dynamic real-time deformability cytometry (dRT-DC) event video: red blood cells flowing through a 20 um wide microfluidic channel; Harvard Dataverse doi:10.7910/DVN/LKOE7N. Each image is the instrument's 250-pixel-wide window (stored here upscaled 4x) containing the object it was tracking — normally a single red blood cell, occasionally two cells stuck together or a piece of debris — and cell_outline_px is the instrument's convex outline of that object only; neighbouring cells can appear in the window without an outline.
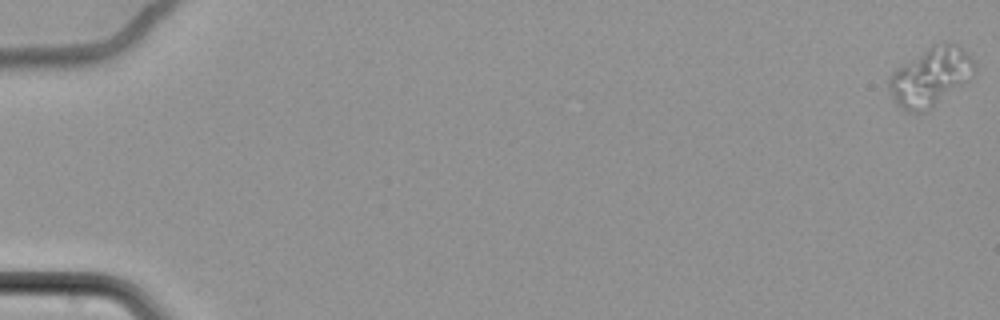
{"species": "common noctule bat (a hibernating species)", "species_latin": "Nyctalus noctula", "temperature_condition": "cold", "stored_images_in_passage": 63, "camera_frame_rate_fps": 3000, "um_per_image_px": 0.085, "animal": {"sex": "female", "body_mass_g": 22.7, "forearm_length_mm": 54.2}, "frame": {"image": 1, "passage_image": 1, "time_ms": 0.0, "image_size_px": [1000, 320], "cell_outline_px": [[976, 72], [964, 84], [928, 112], [908, 112], [900, 108], [896, 104], [888, 88], [888, 76], [896, 68], [932, 44], [944, 40], [956, 44], [968, 52], [976, 64]], "centroid_in_image_um": [79.11, 6.52], "position_along_channel_um": 5.9, "area_um2": 29.88}}
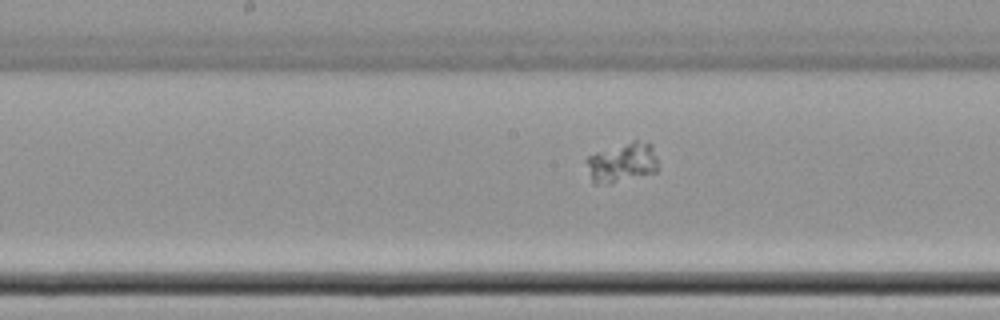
{"frame": {"image": 2, "passage_image": 35, "time_ms": 11.333, "image_size_px": [1000, 320], "cell_outline_px": [[660, 168], [656, 172], [608, 184], [592, 184], [584, 160], [588, 156], [596, 152], [632, 140], [636, 140], [652, 144]], "centroid_in_image_um": [52.87, 13.82], "position_along_channel_um": 195.3, "area_um2": 16.94}}
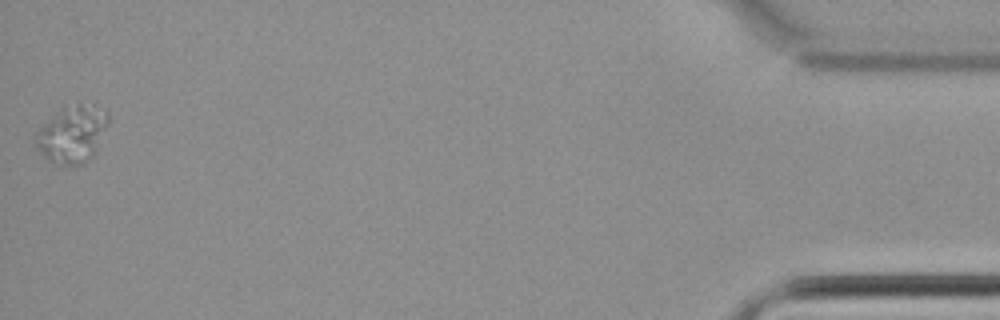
{"frame": {"image": 3, "passage_image": 63, "time_ms": 20.667, "image_size_px": [1000, 320], "cell_outline_px": [[108, 124], [92, 156], [84, 164], [64, 164], [52, 160], [44, 156], [36, 148], [36, 132], [64, 104], [80, 100], [104, 108], [108, 112]], "centroid_in_image_um": [6.17, 11.3], "position_along_channel_um": 429.0, "area_um2": 24.22}}